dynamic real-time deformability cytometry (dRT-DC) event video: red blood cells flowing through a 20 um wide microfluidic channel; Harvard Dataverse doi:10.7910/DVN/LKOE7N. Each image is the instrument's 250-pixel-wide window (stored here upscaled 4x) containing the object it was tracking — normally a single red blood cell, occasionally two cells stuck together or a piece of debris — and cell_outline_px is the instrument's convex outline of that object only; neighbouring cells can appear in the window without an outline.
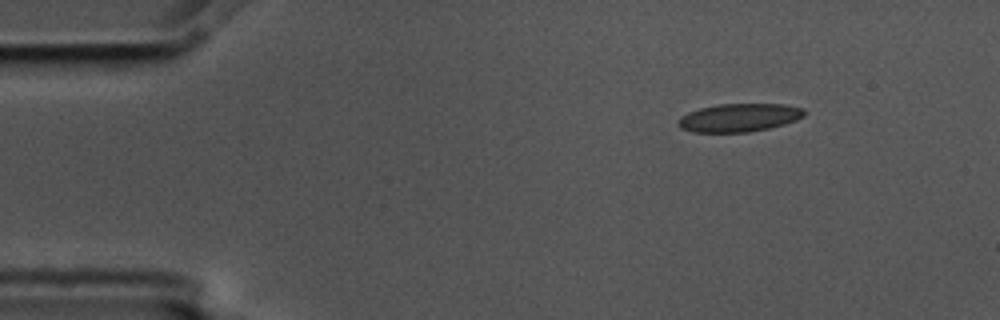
{"species": "common noctule bat (a hibernating species)", "species_latin": "Nyctalus noctula", "temperature_condition": "cold", "stored_images_in_passage": 8, "camera_frame_rate_fps": 3000, "um_per_image_px": 0.085, "animal": {"sex": "male", "body_mass_g": 17.5, "forearm_length_mm": 52.3}, "frame": {"image": 1, "passage_image": 1, "time_ms": 0.0, "image_size_px": [1000, 320], "cell_outline_px": [[804, 116], [796, 120], [784, 124], [768, 128], [748, 132], [692, 132], [680, 128], [676, 124], [676, 120], [680, 116], [688, 112], [700, 108], [720, 104], [784, 104], [804, 108]], "centroid_in_image_um": [62.78, 10.0], "position_along_channel_um": 22.2, "area_um2": 20.81}}
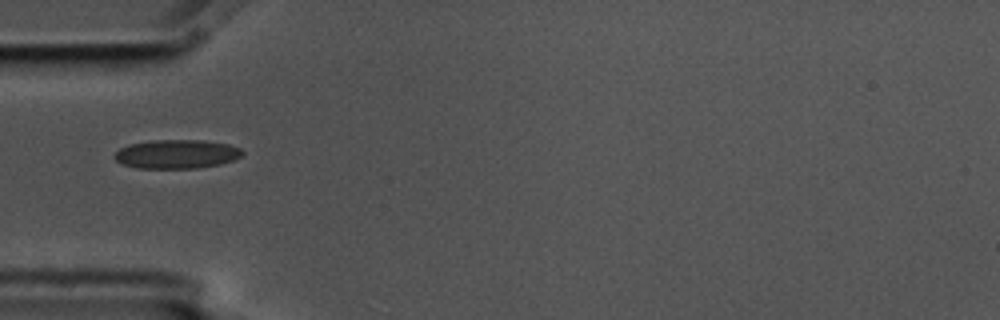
{"frame": {"image": 2, "passage_image": 4, "time_ms": 1.0, "image_size_px": [1000, 320], "cell_outline_px": [[244, 152], [240, 156], [232, 160], [220, 164], [196, 168], [136, 168], [120, 164], [112, 156], [120, 148], [128, 144], [152, 140], [204, 140], [228, 144], [240, 148]], "centroid_in_image_um": [14.97, 13.09], "position_along_channel_um": 70.0, "area_um2": 21.62}}